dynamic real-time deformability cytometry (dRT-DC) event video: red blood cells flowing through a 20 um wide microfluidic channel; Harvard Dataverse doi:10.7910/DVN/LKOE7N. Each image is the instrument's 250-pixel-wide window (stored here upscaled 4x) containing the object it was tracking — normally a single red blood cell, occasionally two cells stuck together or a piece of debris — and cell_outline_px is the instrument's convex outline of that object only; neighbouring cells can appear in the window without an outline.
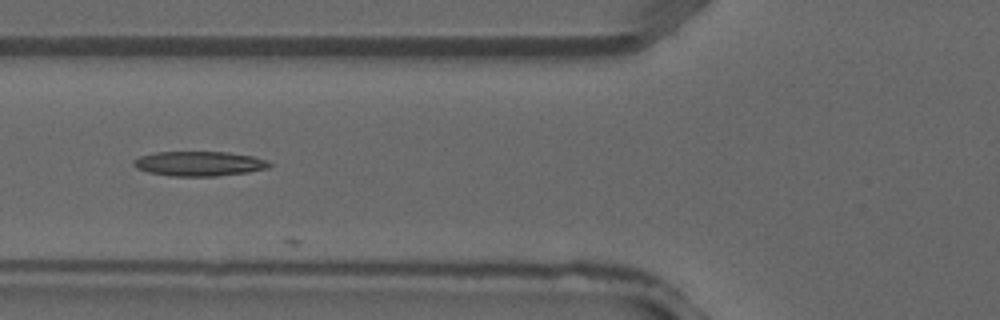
{"species": "common noctule bat (a hibernating species)", "species_latin": "Nyctalus noctula", "temperature_condition": "warm", "stored_images_in_passage": 15, "camera_frame_rate_fps": 3000, "um_per_image_px": 0.085, "animal": {"sex": "male", "forearm_length_mm": 52.5}, "frame": {"image": 1, "passage_image": 13, "time_ms": 4.0, "image_size_px": [1000, 320], "cell_outline_px": [[272, 164], [268, 168], [248, 172], [216, 176], [168, 176], [148, 172], [136, 168], [132, 164], [132, 160], [140, 156], [156, 152], [228, 152], [252, 156], [268, 160]], "centroid_in_image_um": [16.91, 13.91], "position_along_channel_um": 108.9, "area_um2": 19.65}}